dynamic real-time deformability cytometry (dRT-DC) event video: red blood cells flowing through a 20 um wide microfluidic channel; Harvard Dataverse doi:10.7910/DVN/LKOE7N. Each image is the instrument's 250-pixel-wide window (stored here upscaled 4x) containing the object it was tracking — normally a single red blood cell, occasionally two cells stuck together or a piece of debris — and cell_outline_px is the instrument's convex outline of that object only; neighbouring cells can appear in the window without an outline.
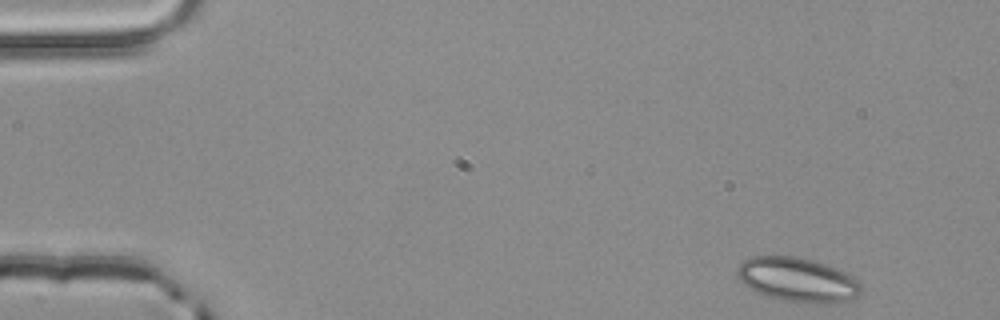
{"species": "common noctule bat (a hibernating species)", "species_latin": "Nyctalus noctula", "temperature_condition": "room temperature", "stored_images_in_passage": 4, "camera_frame_rate_fps": 3000, "um_per_image_px": 0.085, "animal": {"sex": "male", "body_mass_g": 20.4}, "frame": {"image": 1, "passage_image": 1, "time_ms": 0.0, "image_size_px": [1000, 320], "cell_outline_px": [[860, 292], [856, 296], [848, 300], [828, 304], [824, 304], [784, 300], [748, 288], [736, 276], [736, 268], [744, 260], [752, 256], [792, 256], [812, 260], [836, 268], [852, 276], [860, 284]], "centroid_in_image_um": [67.77, 23.76], "position_along_channel_um": 17.2, "area_um2": 31.5}}